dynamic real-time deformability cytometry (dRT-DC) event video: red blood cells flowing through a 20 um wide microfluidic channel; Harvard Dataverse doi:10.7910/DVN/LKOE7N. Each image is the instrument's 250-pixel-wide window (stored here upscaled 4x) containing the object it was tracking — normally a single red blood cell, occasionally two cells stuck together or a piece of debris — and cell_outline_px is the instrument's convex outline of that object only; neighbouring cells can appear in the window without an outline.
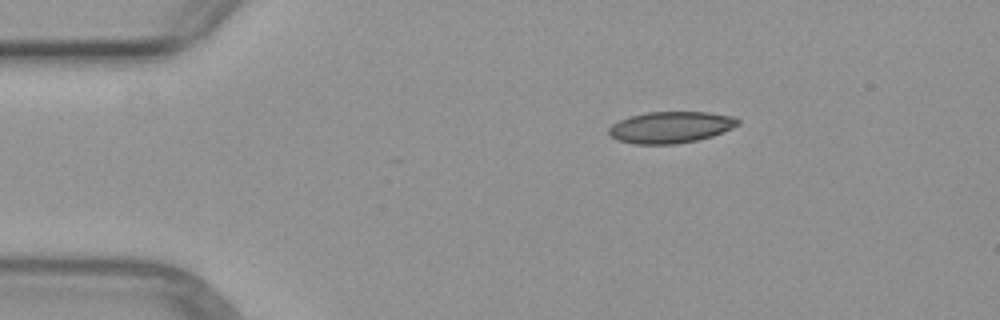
{"species": "common noctule bat (a hibernating species)", "species_latin": "Nyctalus noctula", "temperature_condition": "warm", "stored_images_in_passage": 4, "camera_frame_rate_fps": 3000, "um_per_image_px": 0.085, "animal": {"sex": "female", "body_mass_g": 29.2, "forearm_length_mm": 56.3}, "frame": {"image": 1, "passage_image": 1, "time_ms": 0.0, "image_size_px": [1000, 320], "cell_outline_px": [[740, 124], [732, 128], [712, 136], [696, 140], [676, 144], [636, 144], [616, 140], [608, 136], [608, 128], [612, 124], [628, 116], [648, 112], [708, 112], [732, 116], [740, 120]], "centroid_in_image_um": [56.97, 10.82], "position_along_channel_um": 28.0, "area_um2": 23.81}}
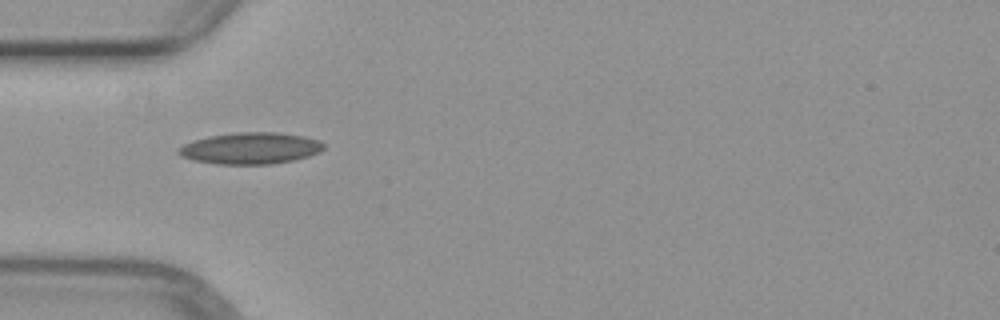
{"frame": {"image": 2, "passage_image": 3, "time_ms": 2.333, "image_size_px": [1000, 320], "cell_outline_px": [[324, 148], [320, 152], [308, 156], [292, 160], [272, 164], [216, 164], [192, 160], [180, 156], [176, 152], [184, 144], [192, 140], [208, 136], [236, 132], [280, 132], [304, 136], [320, 140], [324, 144]], "centroid_in_image_um": [21.28, 12.59], "position_along_channel_um": 63.7, "area_um2": 26.88}}
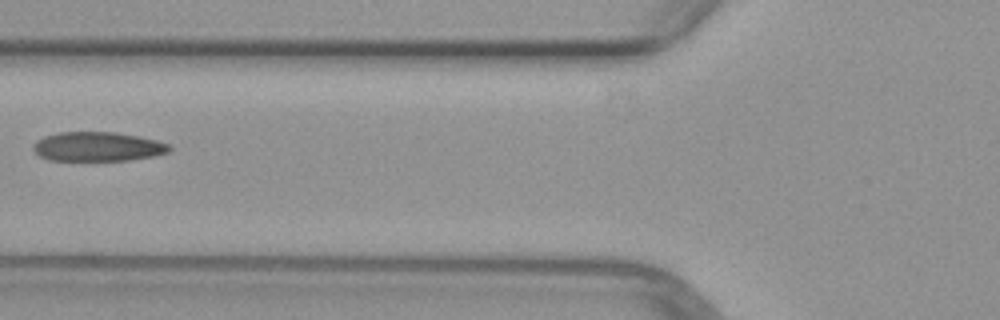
{"frame": {"image": 3, "passage_image": 4, "time_ms": 3.667, "image_size_px": [1000, 320], "cell_outline_px": [[172, 148], [168, 152], [152, 156], [128, 160], [48, 160], [40, 156], [32, 148], [32, 144], [36, 140], [44, 136], [60, 132], [116, 132], [140, 136], [172, 144]], "centroid_in_image_um": [8.31, 12.45], "position_along_channel_um": 117.5, "area_um2": 23.35}}